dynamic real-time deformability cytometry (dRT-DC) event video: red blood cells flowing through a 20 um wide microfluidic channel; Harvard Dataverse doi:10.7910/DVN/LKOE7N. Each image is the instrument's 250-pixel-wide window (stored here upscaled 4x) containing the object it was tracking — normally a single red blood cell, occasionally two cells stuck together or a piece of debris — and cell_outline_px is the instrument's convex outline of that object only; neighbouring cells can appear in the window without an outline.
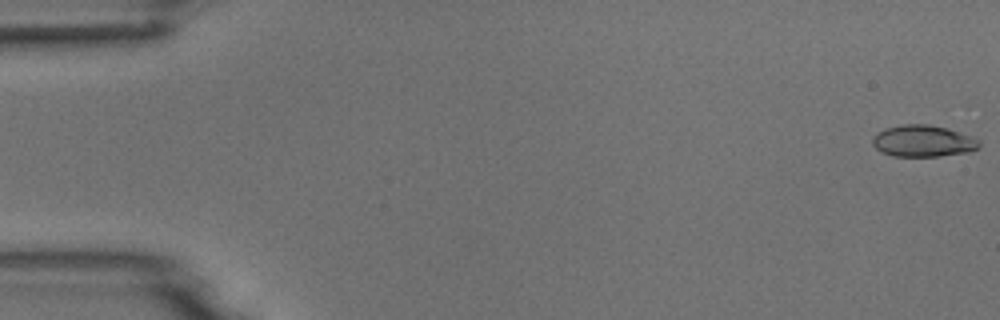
{"species": "common noctule bat (a hibernating species)", "species_latin": "Nyctalus noctula", "temperature_condition": "room temperature", "stored_images_in_passage": 5, "camera_frame_rate_fps": 3000, "um_per_image_px": 0.085, "animal": {"sex": "male", "body_mass_g": 18.8}, "frame": {"image": 1, "passage_image": 1, "time_ms": 0.0, "image_size_px": [1000, 320], "cell_outline_px": [[980, 148], [968, 152], [940, 156], [892, 156], [880, 152], [872, 144], [872, 136], [876, 132], [888, 128], [904, 124], [928, 124], [960, 132], [972, 136], [980, 140]], "centroid_in_image_um": [78.46, 11.99], "position_along_channel_um": 6.5, "area_um2": 19.77}}
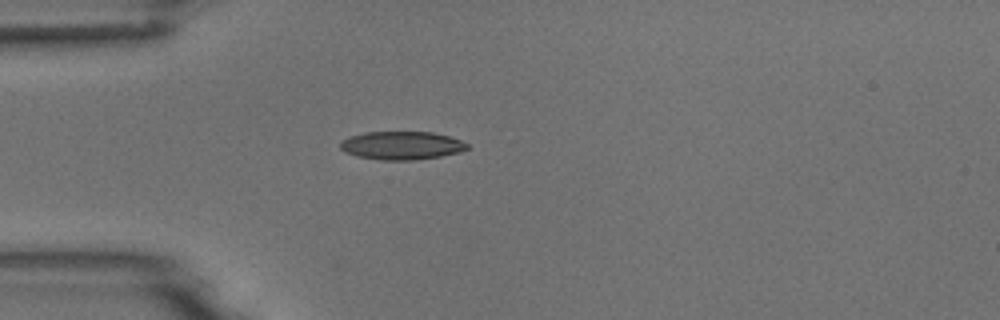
{"frame": {"image": 2, "passage_image": 5, "time_ms": 4.667, "image_size_px": [1000, 320], "cell_outline_px": [[468, 148], [460, 152], [440, 156], [412, 160], [380, 160], [356, 156], [344, 152], [340, 148], [340, 140], [364, 132], [432, 132], [448, 136], [460, 140], [468, 144]], "centroid_in_image_um": [34.11, 12.37], "position_along_channel_um": 50.9, "area_um2": 20.87}}